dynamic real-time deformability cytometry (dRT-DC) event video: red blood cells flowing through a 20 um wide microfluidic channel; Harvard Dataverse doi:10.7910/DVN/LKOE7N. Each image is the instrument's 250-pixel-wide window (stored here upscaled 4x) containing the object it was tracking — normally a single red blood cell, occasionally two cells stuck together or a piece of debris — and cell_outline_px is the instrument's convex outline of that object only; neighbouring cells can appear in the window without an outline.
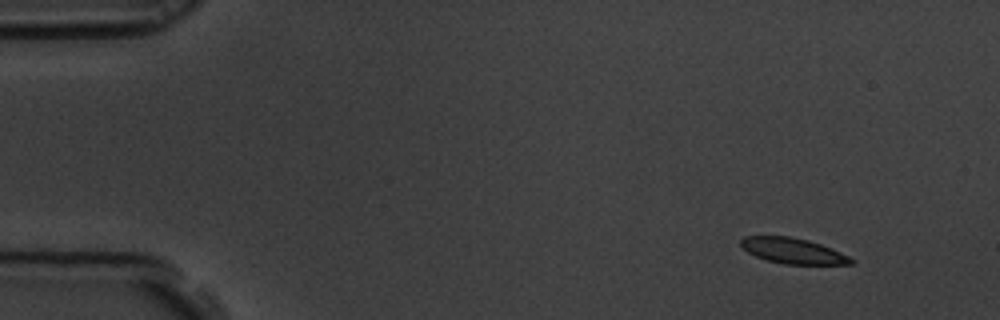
{"species": "common noctule bat (a hibernating species)", "species_latin": "Nyctalus noctula", "temperature_condition": "room temperature", "stored_images_in_passage": 55, "camera_frame_rate_fps": 3000, "um_per_image_px": 0.085, "animal": {"sex": "male", "body_mass_g": 19.5, "forearm_length_mm": 54.6}, "frame": {"image": 1, "passage_image": 1, "time_ms": 0.0, "image_size_px": [1000, 320], "cell_outline_px": [[856, 260], [852, 264], [784, 264], [768, 260], [756, 256], [748, 252], [740, 244], [740, 240], [744, 236], [788, 236], [808, 240], [832, 248]], "centroid_in_image_um": [67.41, 21.32], "position_along_channel_um": 17.6, "area_um2": 16.3}}
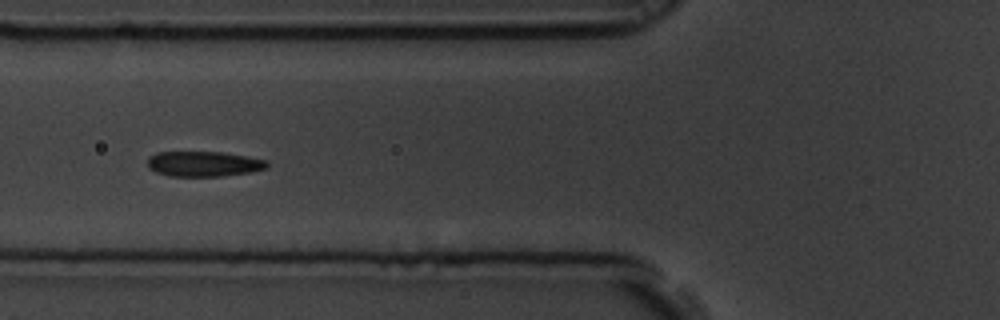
{"frame": {"image": 2, "passage_image": 18, "time_ms": 5.667, "image_size_px": [1000, 320], "cell_outline_px": [[268, 164], [264, 168], [252, 172], [220, 176], [168, 176], [156, 172], [148, 168], [148, 156], [156, 152], [224, 152], [268, 160]], "centroid_in_image_um": [17.29, 13.92], "position_along_channel_um": 108.5, "area_um2": 17.63}}
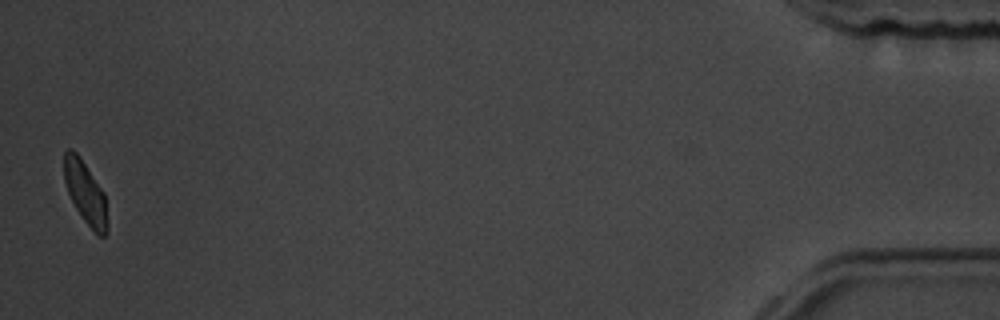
{"frame": {"image": 3, "passage_image": 54, "time_ms": 17.667, "image_size_px": [1000, 320], "cell_outline_px": [[108, 232], [104, 236], [100, 236], [84, 220], [76, 208], [68, 192], [64, 180], [64, 152], [68, 148], [72, 148], [80, 156], [104, 192], [108, 224]], "centroid_in_image_um": [7.26, 16.35], "position_along_channel_um": 427.9, "area_um2": 15.66}, "authors_computed_cell_mechanics": {"area_um2": 17.7446, "velocity_mm_per_s": 3.4317, "shape_relaxation_time_tau1_ms": 3.844, "shape_relaxation_time_tau2_ms": 1.7242, "deformation_change_tau1": 0.1099, "deformation_change_tau2": 0.0561}}